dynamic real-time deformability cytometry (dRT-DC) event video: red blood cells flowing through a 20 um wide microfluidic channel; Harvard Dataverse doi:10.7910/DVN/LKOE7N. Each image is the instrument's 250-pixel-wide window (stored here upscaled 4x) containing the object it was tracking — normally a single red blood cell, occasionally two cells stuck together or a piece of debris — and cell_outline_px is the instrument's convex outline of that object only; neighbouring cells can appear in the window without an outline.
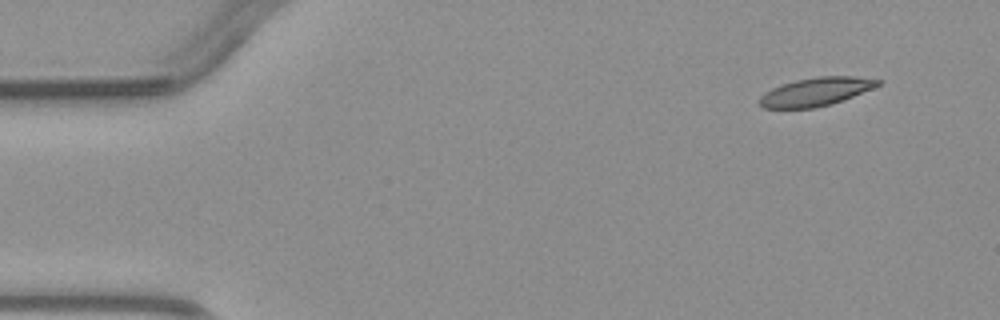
{"species": "common noctule bat (a hibernating species)", "species_latin": "Nyctalus noctula", "temperature_condition": "warm", "stored_images_in_passage": 4, "camera_frame_rate_fps": 3000, "um_per_image_px": 0.085, "animal": {"sex": "male", "body_mass_g": 23.1, "forearm_length_mm": 52.7}, "frame": {"image": 1, "passage_image": 1, "time_ms": 0.0, "image_size_px": [1000, 320], "cell_outline_px": [[884, 80], [880, 84], [872, 88], [832, 104], [816, 108], [760, 108], [756, 100], [764, 92], [772, 88], [796, 80], [820, 76], [856, 76]], "centroid_in_image_um": [69.31, 7.8], "position_along_channel_um": 15.7, "area_um2": 19.65}}
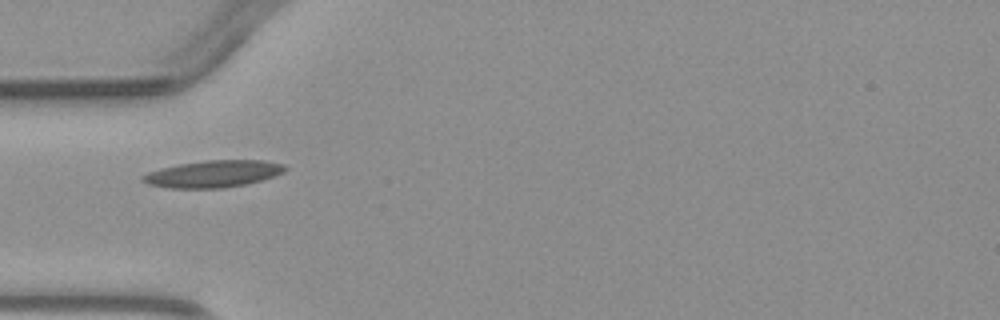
{"frame": {"image": 2, "passage_image": 4, "time_ms": 3.667, "image_size_px": [1000, 320], "cell_outline_px": [[288, 168], [284, 172], [260, 180], [244, 184], [224, 188], [168, 188], [148, 184], [140, 180], [140, 176], [148, 172], [160, 168], [180, 164], [204, 160], [264, 160], [284, 164]], "centroid_in_image_um": [18.09, 14.77], "position_along_channel_um": 66.9, "area_um2": 22.37}}